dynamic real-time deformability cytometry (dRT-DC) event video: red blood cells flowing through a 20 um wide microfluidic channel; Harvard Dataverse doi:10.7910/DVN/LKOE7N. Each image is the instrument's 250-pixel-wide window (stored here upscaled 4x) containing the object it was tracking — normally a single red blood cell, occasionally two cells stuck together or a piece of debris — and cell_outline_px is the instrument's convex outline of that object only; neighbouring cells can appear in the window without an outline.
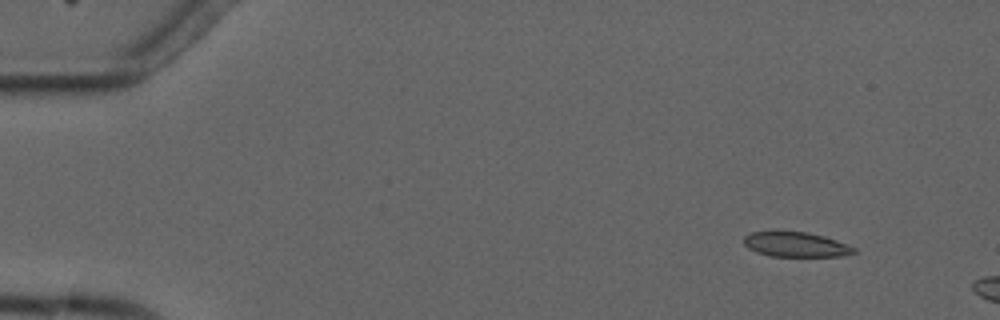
{"species": "common noctule bat (a hibernating species)", "species_latin": "Nyctalus noctula", "temperature_condition": "cold", "stored_images_in_passage": 6, "camera_frame_rate_fps": 3000, "um_per_image_px": 0.085, "animal": {"sex": "male", "forearm_length_mm": 52.5}, "frame": {"image": 1, "passage_image": 2, "time_ms": 1.0, "image_size_px": [1000, 320], "cell_outline_px": [[856, 252], [840, 256], [772, 256], [756, 252], [748, 248], [744, 244], [744, 236], [752, 232], [808, 232], [824, 236], [856, 248]], "centroid_in_image_um": [67.63, 20.79], "position_along_channel_um": 17.4, "area_um2": 15.66}}